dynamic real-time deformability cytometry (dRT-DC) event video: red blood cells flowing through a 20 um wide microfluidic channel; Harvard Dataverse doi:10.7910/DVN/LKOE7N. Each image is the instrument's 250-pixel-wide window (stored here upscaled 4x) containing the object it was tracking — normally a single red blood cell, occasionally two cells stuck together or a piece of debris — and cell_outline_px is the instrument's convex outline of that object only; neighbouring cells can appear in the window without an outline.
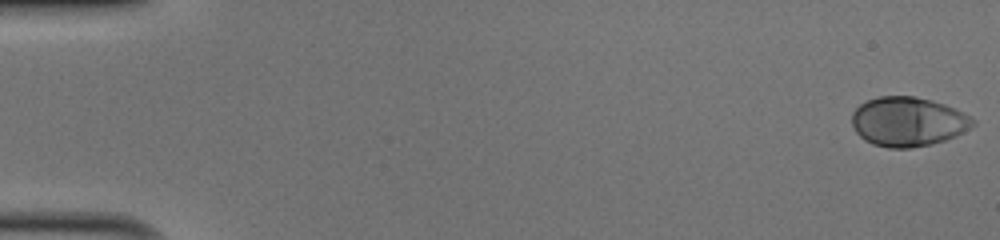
{"species": "human", "species_latin": "Homo sapiens", "temperature_condition": "cold", "stored_images_in_passage": 51, "camera_frame_rate_fps": 3000, "um_per_image_px": 0.085, "donor": {"sex": "male"}, "frame": {"image": 1, "passage_image": 1, "time_ms": 0.0, "image_size_px": [1000, 240], "cell_outline_px": [[976, 124], [972, 128], [956, 136], [932, 144], [912, 148], [888, 148], [872, 144], [864, 140], [856, 132], [852, 124], [852, 112], [860, 104], [876, 96], [916, 96], [932, 100], [944, 104], [976, 120]], "centroid_in_image_um": [77.17, 10.35], "position_along_channel_um": 7.8, "area_um2": 34.97}}
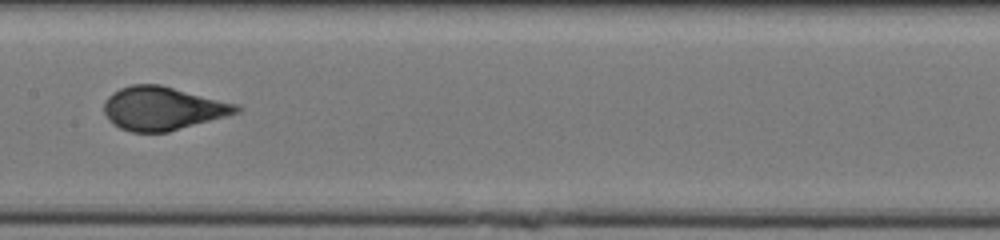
{"frame": {"image": 2, "passage_image": 27, "time_ms": 8.667, "image_size_px": [1000, 240], "cell_outline_px": [[244, 108], [240, 112], [168, 132], [132, 132], [120, 128], [104, 112], [104, 104], [108, 96], [112, 92], [120, 88], [132, 84], [160, 84], [240, 104]], "centroid_in_image_um": [13.89, 9.2], "position_along_channel_um": 193.5, "area_um2": 33.47}}
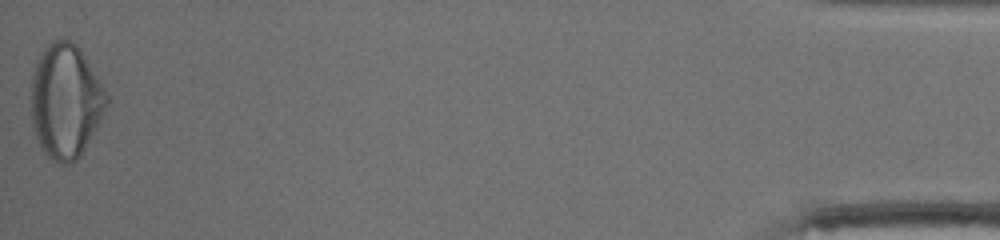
{"frame": {"image": 3, "passage_image": 51, "time_ms": 16.667, "image_size_px": [1000, 240], "cell_outline_px": [[108, 104], [96, 128], [80, 156], [72, 164], [60, 164], [48, 156], [40, 148], [36, 140], [32, 128], [32, 76], [36, 60], [40, 52], [48, 44], [56, 40], [72, 40], [80, 48], [104, 88], [108, 96]], "centroid_in_image_um": [5.56, 8.6], "position_along_channel_um": 429.6, "area_um2": 50.23}, "authors_computed_cell_mechanics": {"area_um2": 33.6396, "velocity_mm_per_s": 4.0658, "shape_relaxation_time_tau1_ms": 6.1169, "shape_relaxation_time_tau2_ms": null, "deformation_change_tau1": 0.2253, "deformation_change_tau2": null}}